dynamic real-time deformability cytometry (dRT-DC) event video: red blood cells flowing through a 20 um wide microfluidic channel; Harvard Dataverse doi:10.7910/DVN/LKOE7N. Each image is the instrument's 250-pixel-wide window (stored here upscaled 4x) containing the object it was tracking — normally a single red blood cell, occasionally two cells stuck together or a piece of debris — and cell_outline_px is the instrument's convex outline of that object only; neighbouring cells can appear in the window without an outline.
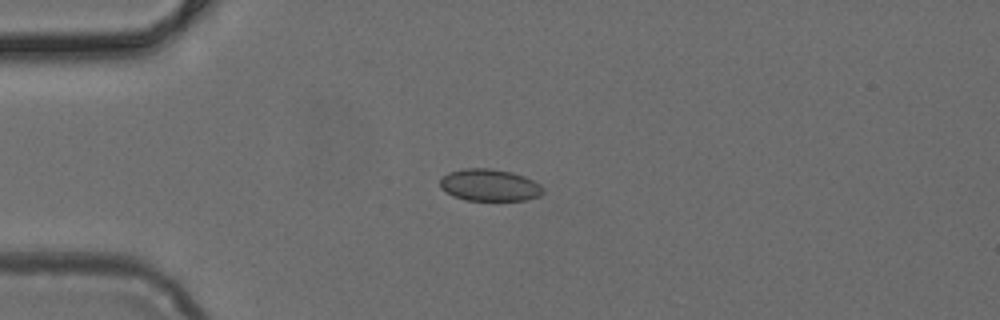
{"species": "common noctule bat (a hibernating species)", "species_latin": "Nyctalus noctula", "temperature_condition": "cold", "stored_images_in_passage": 3, "camera_frame_rate_fps": 3000, "um_per_image_px": 0.085, "animal": {"sex": "female", "body_mass_g": 24.6, "forearm_length_mm": 56.2}, "frame": {"image": 1, "passage_image": 2, "time_ms": 0.333, "image_size_px": [1000, 320], "cell_outline_px": [[544, 192], [540, 196], [524, 200], [464, 200], [452, 196], [440, 188], [440, 180], [448, 172], [464, 168], [492, 168], [512, 172], [524, 176], [540, 184], [544, 188]], "centroid_in_image_um": [41.61, 15.73], "position_along_channel_um": 43.4, "area_um2": 19.36}}